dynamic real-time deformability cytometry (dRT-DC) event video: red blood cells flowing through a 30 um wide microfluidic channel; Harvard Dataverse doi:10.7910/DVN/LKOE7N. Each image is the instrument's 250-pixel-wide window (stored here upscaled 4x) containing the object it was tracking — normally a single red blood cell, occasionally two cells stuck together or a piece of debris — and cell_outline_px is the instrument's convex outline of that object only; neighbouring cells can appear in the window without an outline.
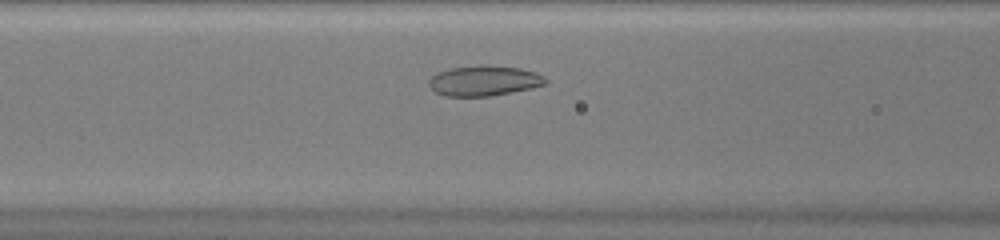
{"species": "common noctule bat (a hibernating species)", "species_latin": "Nyctalus noctula", "temperature_condition": "warm", "stored_images_in_passage": 31, "camera_frame_rate_fps": 3000, "um_per_image_px": 0.085, "animal": {"sex": "female", "body_mass_g": 20.0, "forearm_length_mm": 54.0}, "frame": {"image": 1, "passage_image": 9, "time_ms": 2.667, "image_size_px": [1000, 240], "cell_outline_px": [[548, 84], [532, 88], [492, 96], [444, 96], [436, 92], [428, 84], [428, 80], [436, 72], [448, 68], [520, 68], [536, 72], [544, 76], [548, 80]], "centroid_in_image_um": [41.16, 6.91], "position_along_channel_um": 125.4, "area_um2": 19.88}}
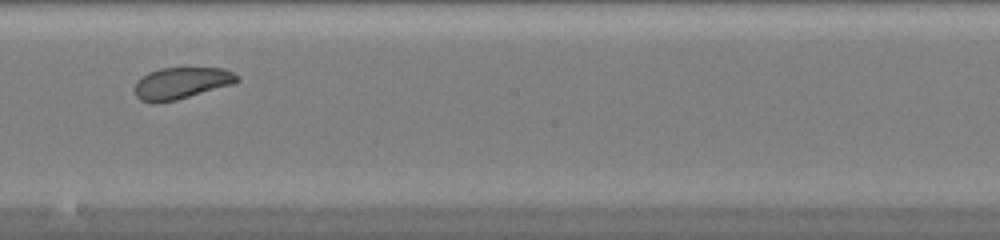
{"frame": {"image": 2, "passage_image": 17, "time_ms": 5.333, "image_size_px": [1000, 240], "cell_outline_px": [[240, 80], [232, 84], [176, 100], [156, 104], [152, 104], [140, 100], [136, 96], [132, 88], [136, 80], [140, 76], [148, 72], [160, 68], [224, 68], [240, 76]], "centroid_in_image_um": [15.34, 7.07], "position_along_channel_um": 232.9, "area_um2": 19.25}}
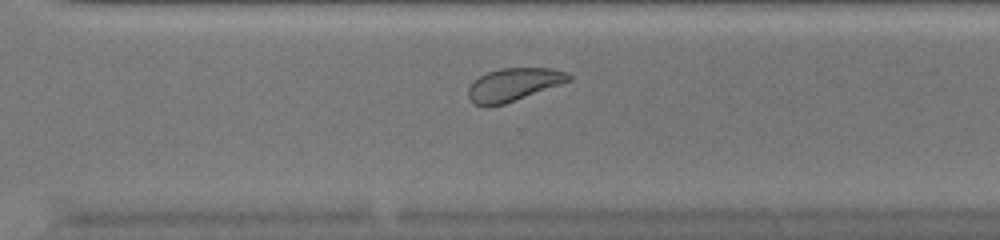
{"frame": {"image": 3, "passage_image": 24, "time_ms": 7.667, "image_size_px": [1000, 240], "cell_outline_px": [[572, 80], [504, 104], [476, 104], [468, 96], [468, 88], [480, 76], [488, 72], [500, 68], [552, 68], [568, 72], [572, 76]], "centroid_in_image_um": [43.72, 7.15], "position_along_channel_um": 326.9, "area_um2": 18.79}, "authors_computed_cell_mechanics": {"area_um2": 20.0566, "velocity_mm_per_s": 4.0377, "shape_relaxation_time_tau1_ms": 2.9371, "shape_relaxation_time_tau2_ms": 2.499, "deformation_change_tau1": 0.0825, "deformation_change_tau2": 0.0886}}